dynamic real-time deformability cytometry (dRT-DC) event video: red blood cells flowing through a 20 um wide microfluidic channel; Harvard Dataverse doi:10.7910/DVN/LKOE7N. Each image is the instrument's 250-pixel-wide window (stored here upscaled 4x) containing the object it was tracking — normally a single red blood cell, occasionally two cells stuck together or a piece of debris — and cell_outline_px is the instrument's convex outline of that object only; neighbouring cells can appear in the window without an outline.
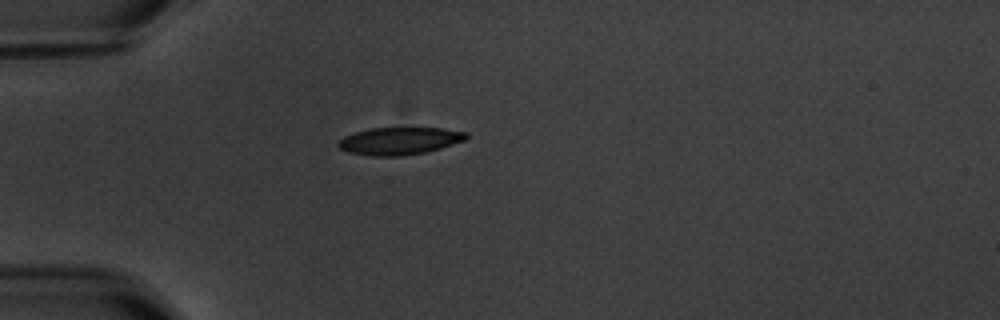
{"species": "common noctule bat (a hibernating species)", "species_latin": "Nyctalus noctula", "temperature_condition": "warm", "stored_images_in_passage": 3, "camera_frame_rate_fps": 3000, "um_per_image_px": 0.085, "animal": {"sex": "male", "body_mass_g": 20.1, "forearm_length_mm": 53.5}, "frame": {"image": 1, "passage_image": 3, "time_ms": 3.333, "image_size_px": [1000, 320], "cell_outline_px": [[468, 136], [464, 140], [440, 148], [424, 152], [400, 156], [372, 156], [348, 152], [340, 148], [336, 144], [344, 136], [356, 132], [372, 128], [440, 128], [468, 132]], "centroid_in_image_um": [33.94, 11.98], "position_along_channel_um": 51.1, "area_um2": 20.23}}